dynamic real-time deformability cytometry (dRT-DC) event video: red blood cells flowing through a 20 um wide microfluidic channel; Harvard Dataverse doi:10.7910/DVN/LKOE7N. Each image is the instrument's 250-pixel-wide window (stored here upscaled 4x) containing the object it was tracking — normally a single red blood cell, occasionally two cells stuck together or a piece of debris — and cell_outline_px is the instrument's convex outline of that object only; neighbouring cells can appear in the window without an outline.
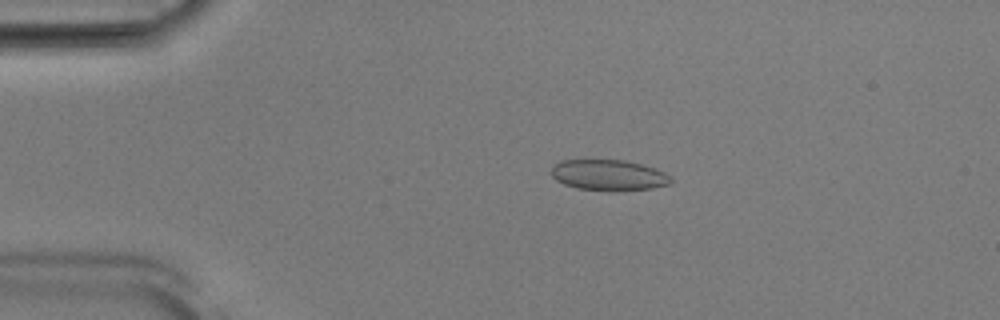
{"species": "Egyptian fruit bat (a non-hibernating species)", "species_latin": "Rousettus aegyptiacus", "temperature_condition": "room temperature", "stored_images_in_passage": 52, "camera_frame_rate_fps": 3000, "um_per_image_px": 0.085, "animal": {"sex": "male"}, "frame": {"image": 1, "passage_image": 11, "time_ms": 3.333, "image_size_px": [1000, 320], "cell_outline_px": [[672, 180], [668, 184], [652, 188], [576, 188], [564, 184], [556, 180], [552, 176], [552, 164], [560, 160], [624, 160], [640, 164], [664, 172]], "centroid_in_image_um": [51.65, 14.83], "position_along_channel_um": 33.3, "area_um2": 20.4}}
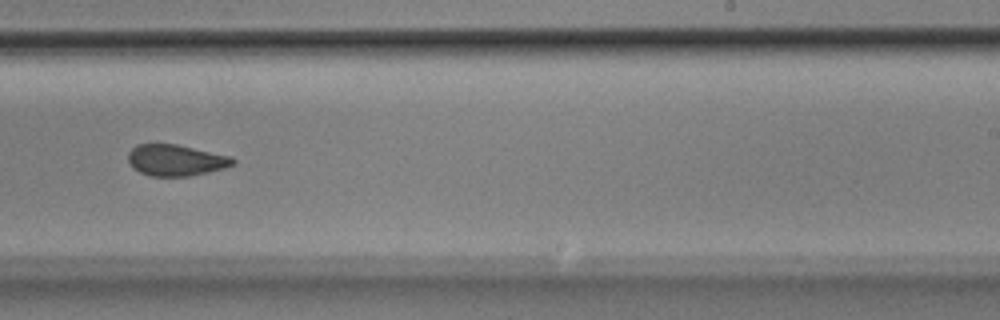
{"frame": {"image": 2, "passage_image": 33, "time_ms": 10.667, "image_size_px": [1000, 320], "cell_outline_px": [[236, 164], [224, 168], [188, 176], [148, 176], [132, 168], [128, 160], [128, 152], [136, 144], [176, 144], [232, 156], [236, 160]], "centroid_in_image_um": [14.94, 13.61], "position_along_channel_um": 274.1, "area_um2": 19.19}}
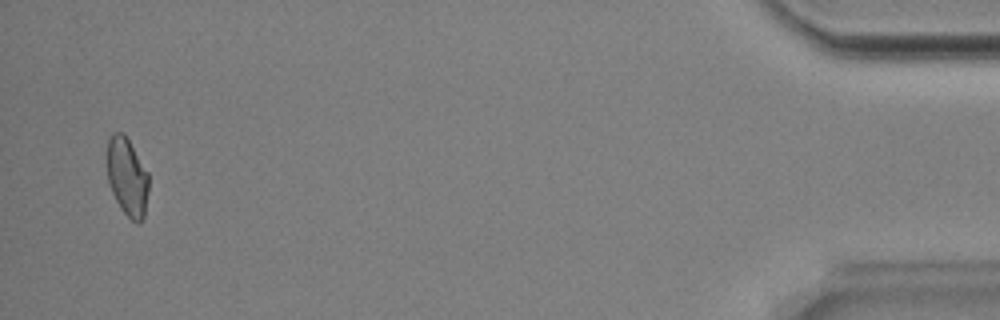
{"frame": {"image": 3, "passage_image": 51, "time_ms": 16.667, "image_size_px": [1000, 320], "cell_outline_px": [[148, 192], [144, 220], [140, 224], [136, 224], [120, 208], [112, 192], [108, 180], [108, 136], [112, 132], [124, 132], [148, 172]], "centroid_in_image_um": [10.83, 15.05], "position_along_channel_um": 424.4, "area_um2": 19.07}, "authors_computed_cell_mechanics": {"area_um2": 20.2589, "velocity_mm_per_s": 3.8996, "shape_relaxation_time_tau1_ms": null, "shape_relaxation_time_tau2_ms": 1.6497, "deformation_change_tau1": null, "deformation_change_tau2": 0.0655}}